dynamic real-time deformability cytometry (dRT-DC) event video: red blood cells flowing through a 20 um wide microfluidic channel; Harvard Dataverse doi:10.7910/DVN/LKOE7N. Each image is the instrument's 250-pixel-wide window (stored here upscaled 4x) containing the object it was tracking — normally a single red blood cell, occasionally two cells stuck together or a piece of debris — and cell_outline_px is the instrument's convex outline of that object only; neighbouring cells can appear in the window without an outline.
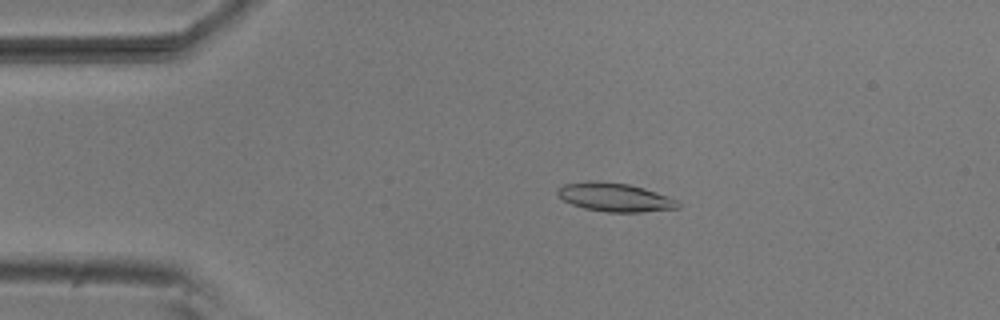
{"species": "common noctule bat (a hibernating species)", "species_latin": "Nyctalus noctula", "temperature_condition": "room temperature", "stored_images_in_passage": 50, "camera_frame_rate_fps": 3000, "um_per_image_px": 0.085, "animal": {"sex": "male", "body_mass_g": 20.5, "forearm_length_mm": 52.5}, "frame": {"image": 1, "passage_image": 8, "time_ms": 2.333, "image_size_px": [1000, 320], "cell_outline_px": [[680, 208], [640, 212], [608, 212], [584, 208], [572, 204], [564, 200], [556, 192], [556, 188], [564, 184], [588, 180], [596, 180], [628, 184], [644, 188], [656, 192], [676, 200], [680, 204]], "centroid_in_image_um": [52.23, 16.75], "position_along_channel_um": 32.8, "area_um2": 20.06}}
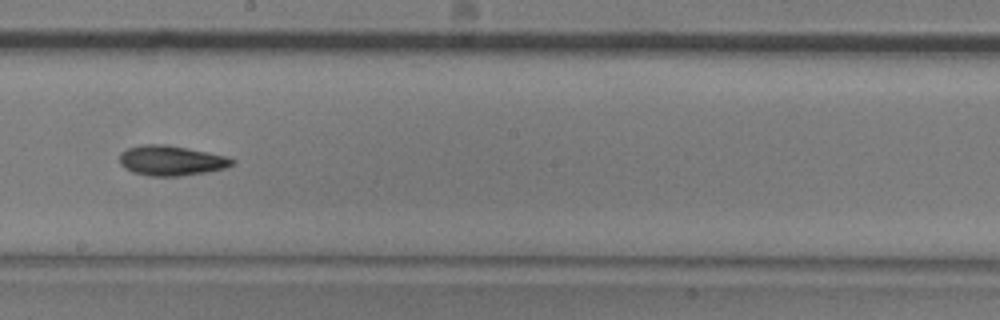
{"frame": {"image": 2, "passage_image": 27, "time_ms": 8.667, "image_size_px": [1000, 320], "cell_outline_px": [[236, 160], [228, 168], [180, 176], [148, 176], [132, 172], [124, 168], [120, 164], [120, 152], [128, 148], [140, 144], [168, 144], [208, 152], [224, 156]], "centroid_in_image_um": [14.52, 13.64], "position_along_channel_um": 233.7, "area_um2": 19.83}}
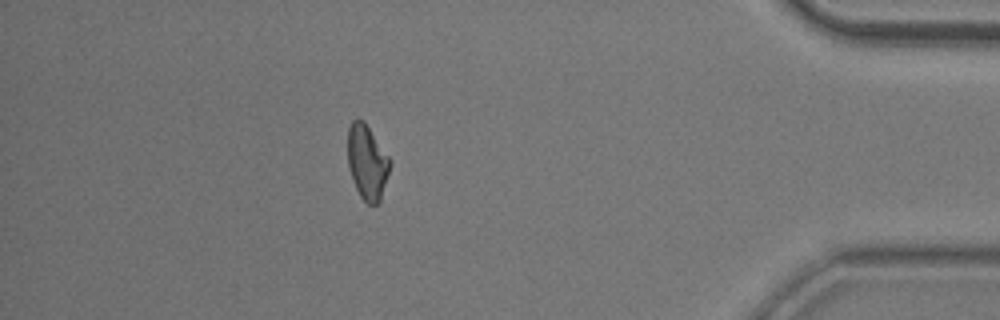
{"frame": {"image": 3, "passage_image": 44, "time_ms": 14.333, "image_size_px": [1000, 320], "cell_outline_px": [[392, 164], [380, 204], [368, 204], [360, 196], [352, 180], [348, 168], [348, 128], [352, 120], [364, 120], [392, 160]], "centroid_in_image_um": [31.24, 13.8], "position_along_channel_um": 404.0, "area_um2": 18.79}, "authors_computed_cell_mechanics": {"area_um2": 18.8717, "velocity_mm_per_s": 3.8112, "shape_relaxation_time_tau1_ms": 5.7398, "shape_relaxation_time_tau2_ms": null, "deformation_change_tau1": 0.149, "deformation_change_tau2": null}}